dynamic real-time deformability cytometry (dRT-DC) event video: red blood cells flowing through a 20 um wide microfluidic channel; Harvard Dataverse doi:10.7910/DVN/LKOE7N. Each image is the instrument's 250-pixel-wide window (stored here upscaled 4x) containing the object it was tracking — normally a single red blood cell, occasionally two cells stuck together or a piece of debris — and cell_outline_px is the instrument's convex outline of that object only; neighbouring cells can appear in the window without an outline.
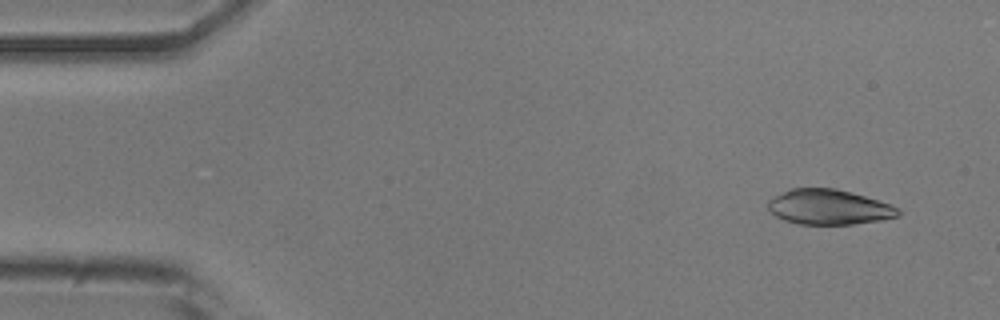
{"species": "common noctule bat (a hibernating species)", "species_latin": "Nyctalus noctula", "temperature_condition": "room temperature", "stored_images_in_passage": 47, "camera_frame_rate_fps": 3000, "um_per_image_px": 0.085, "animal": {"sex": "male", "body_mass_g": 20.5, "forearm_length_mm": 52.5}, "frame": {"image": 1, "passage_image": 4, "time_ms": 1.0, "image_size_px": [1000, 320], "cell_outline_px": [[900, 216], [880, 220], [852, 224], [800, 224], [784, 220], [776, 216], [768, 208], [768, 200], [772, 196], [792, 188], [836, 188], [864, 196], [888, 204], [896, 208], [900, 212]], "centroid_in_image_um": [70.41, 17.6], "position_along_channel_um": 14.6, "area_um2": 26.36}}
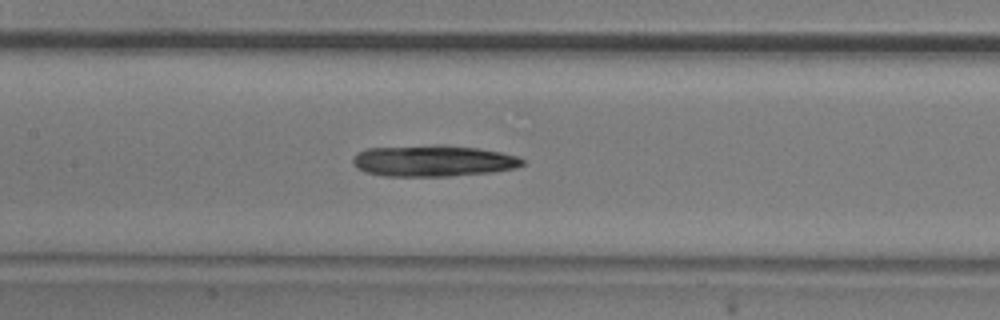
{"frame": {"image": 2, "passage_image": 24, "time_ms": 7.667, "image_size_px": [1000, 320], "cell_outline_px": [[524, 164], [516, 168], [492, 172], [452, 176], [384, 176], [364, 172], [356, 168], [352, 164], [352, 160], [356, 152], [368, 148], [432, 144], [444, 144], [476, 148], [500, 152], [520, 156], [524, 160]], "centroid_in_image_um": [36.8, 13.66], "position_along_channel_um": 170.6, "area_um2": 31.5}}
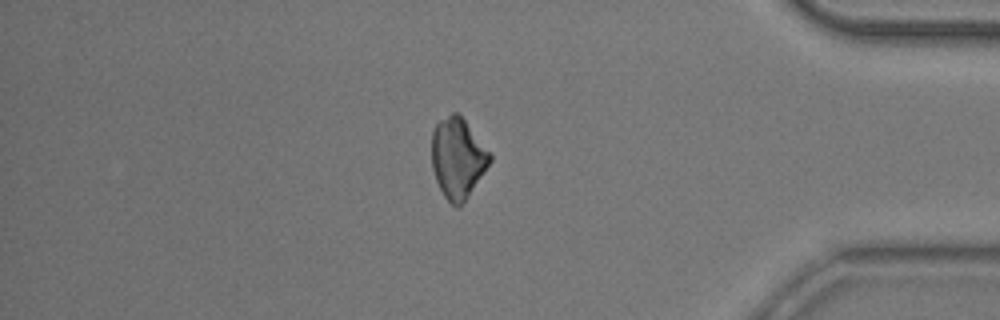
{"frame": {"image": 3, "passage_image": 44, "time_ms": 14.333, "image_size_px": [1000, 320], "cell_outline_px": [[492, 160], [460, 208], [456, 208], [444, 196], [436, 180], [432, 168], [432, 132], [436, 124], [440, 120], [452, 112], [456, 112], [464, 120], [492, 156]], "centroid_in_image_um": [38.89, 13.46], "position_along_channel_um": 396.3, "area_um2": 26.82}}